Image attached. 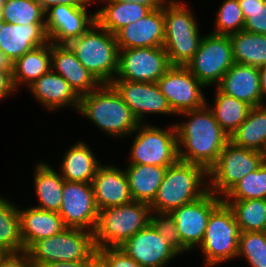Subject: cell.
Returning a JSON list of instances; mask_svg holds the SVG:
<instances>
[{
  "label": "cell",
  "mask_w": 266,
  "mask_h": 267,
  "mask_svg": "<svg viewBox=\"0 0 266 267\" xmlns=\"http://www.w3.org/2000/svg\"><path fill=\"white\" fill-rule=\"evenodd\" d=\"M0 70H13V63L1 50H0Z\"/></svg>",
  "instance_id": "f907efd6"
},
{
  "label": "cell",
  "mask_w": 266,
  "mask_h": 267,
  "mask_svg": "<svg viewBox=\"0 0 266 267\" xmlns=\"http://www.w3.org/2000/svg\"><path fill=\"white\" fill-rule=\"evenodd\" d=\"M214 106L208 105L219 126L230 137L246 120L252 106L215 89Z\"/></svg>",
  "instance_id": "1f68e13d"
},
{
  "label": "cell",
  "mask_w": 266,
  "mask_h": 267,
  "mask_svg": "<svg viewBox=\"0 0 266 267\" xmlns=\"http://www.w3.org/2000/svg\"><path fill=\"white\" fill-rule=\"evenodd\" d=\"M259 69L260 88L262 92V105H266V64ZM265 103V104H264Z\"/></svg>",
  "instance_id": "681fc988"
},
{
  "label": "cell",
  "mask_w": 266,
  "mask_h": 267,
  "mask_svg": "<svg viewBox=\"0 0 266 267\" xmlns=\"http://www.w3.org/2000/svg\"><path fill=\"white\" fill-rule=\"evenodd\" d=\"M68 45L93 77L101 84H111L118 69L119 48L115 34L95 22Z\"/></svg>",
  "instance_id": "277c9868"
},
{
  "label": "cell",
  "mask_w": 266,
  "mask_h": 267,
  "mask_svg": "<svg viewBox=\"0 0 266 267\" xmlns=\"http://www.w3.org/2000/svg\"><path fill=\"white\" fill-rule=\"evenodd\" d=\"M34 98L49 111L74 107L78 111L80 96L59 74L50 70L28 87Z\"/></svg>",
  "instance_id": "603a6c76"
},
{
  "label": "cell",
  "mask_w": 266,
  "mask_h": 267,
  "mask_svg": "<svg viewBox=\"0 0 266 267\" xmlns=\"http://www.w3.org/2000/svg\"><path fill=\"white\" fill-rule=\"evenodd\" d=\"M58 213L66 227L94 232L99 210L92 184L64 180L62 203Z\"/></svg>",
  "instance_id": "5bb4252c"
},
{
  "label": "cell",
  "mask_w": 266,
  "mask_h": 267,
  "mask_svg": "<svg viewBox=\"0 0 266 267\" xmlns=\"http://www.w3.org/2000/svg\"><path fill=\"white\" fill-rule=\"evenodd\" d=\"M51 70L61 75L79 96L88 94L101 85L81 64L68 44L51 42Z\"/></svg>",
  "instance_id": "ffe728a7"
},
{
  "label": "cell",
  "mask_w": 266,
  "mask_h": 267,
  "mask_svg": "<svg viewBox=\"0 0 266 267\" xmlns=\"http://www.w3.org/2000/svg\"><path fill=\"white\" fill-rule=\"evenodd\" d=\"M220 92L246 102L252 107L262 105L259 69L234 63L216 85Z\"/></svg>",
  "instance_id": "7402d4cb"
},
{
  "label": "cell",
  "mask_w": 266,
  "mask_h": 267,
  "mask_svg": "<svg viewBox=\"0 0 266 267\" xmlns=\"http://www.w3.org/2000/svg\"><path fill=\"white\" fill-rule=\"evenodd\" d=\"M36 165L33 184L39 204L34 207L58 213L64 179L48 163L41 161Z\"/></svg>",
  "instance_id": "f1b7e54d"
},
{
  "label": "cell",
  "mask_w": 266,
  "mask_h": 267,
  "mask_svg": "<svg viewBox=\"0 0 266 267\" xmlns=\"http://www.w3.org/2000/svg\"><path fill=\"white\" fill-rule=\"evenodd\" d=\"M187 6L186 3L177 0H169L163 6L164 36L200 35L198 22Z\"/></svg>",
  "instance_id": "e575fe53"
},
{
  "label": "cell",
  "mask_w": 266,
  "mask_h": 267,
  "mask_svg": "<svg viewBox=\"0 0 266 267\" xmlns=\"http://www.w3.org/2000/svg\"><path fill=\"white\" fill-rule=\"evenodd\" d=\"M151 208L148 203H130L99 210L93 232L95 247H120L138 231L150 224Z\"/></svg>",
  "instance_id": "5b68a950"
},
{
  "label": "cell",
  "mask_w": 266,
  "mask_h": 267,
  "mask_svg": "<svg viewBox=\"0 0 266 267\" xmlns=\"http://www.w3.org/2000/svg\"><path fill=\"white\" fill-rule=\"evenodd\" d=\"M167 167L146 164H129L125 173L133 201L150 204L159 190Z\"/></svg>",
  "instance_id": "4316f807"
},
{
  "label": "cell",
  "mask_w": 266,
  "mask_h": 267,
  "mask_svg": "<svg viewBox=\"0 0 266 267\" xmlns=\"http://www.w3.org/2000/svg\"><path fill=\"white\" fill-rule=\"evenodd\" d=\"M168 129L140 123L130 150V164L169 167L178 160V143L175 123Z\"/></svg>",
  "instance_id": "ba28073f"
},
{
  "label": "cell",
  "mask_w": 266,
  "mask_h": 267,
  "mask_svg": "<svg viewBox=\"0 0 266 267\" xmlns=\"http://www.w3.org/2000/svg\"><path fill=\"white\" fill-rule=\"evenodd\" d=\"M35 267L48 262L86 261L95 252L93 232L66 227L51 237L35 241L27 250Z\"/></svg>",
  "instance_id": "8992f818"
},
{
  "label": "cell",
  "mask_w": 266,
  "mask_h": 267,
  "mask_svg": "<svg viewBox=\"0 0 266 267\" xmlns=\"http://www.w3.org/2000/svg\"><path fill=\"white\" fill-rule=\"evenodd\" d=\"M266 199V163L238 181L222 200Z\"/></svg>",
  "instance_id": "d590c367"
},
{
  "label": "cell",
  "mask_w": 266,
  "mask_h": 267,
  "mask_svg": "<svg viewBox=\"0 0 266 267\" xmlns=\"http://www.w3.org/2000/svg\"><path fill=\"white\" fill-rule=\"evenodd\" d=\"M98 261L104 267H143L128 256L120 247L97 248Z\"/></svg>",
  "instance_id": "7bdbcfd3"
},
{
  "label": "cell",
  "mask_w": 266,
  "mask_h": 267,
  "mask_svg": "<svg viewBox=\"0 0 266 267\" xmlns=\"http://www.w3.org/2000/svg\"><path fill=\"white\" fill-rule=\"evenodd\" d=\"M35 1L42 7V9L45 12L52 6L58 4H63L73 7H87L88 5L93 4L92 2H95V0H35Z\"/></svg>",
  "instance_id": "f6af8a7d"
},
{
  "label": "cell",
  "mask_w": 266,
  "mask_h": 267,
  "mask_svg": "<svg viewBox=\"0 0 266 267\" xmlns=\"http://www.w3.org/2000/svg\"><path fill=\"white\" fill-rule=\"evenodd\" d=\"M5 4V0H0V25L4 23V18L2 15V7Z\"/></svg>",
  "instance_id": "816d5d0a"
},
{
  "label": "cell",
  "mask_w": 266,
  "mask_h": 267,
  "mask_svg": "<svg viewBox=\"0 0 266 267\" xmlns=\"http://www.w3.org/2000/svg\"><path fill=\"white\" fill-rule=\"evenodd\" d=\"M263 154H264V162L266 163V149H265V151L263 152Z\"/></svg>",
  "instance_id": "db71d44e"
},
{
  "label": "cell",
  "mask_w": 266,
  "mask_h": 267,
  "mask_svg": "<svg viewBox=\"0 0 266 267\" xmlns=\"http://www.w3.org/2000/svg\"><path fill=\"white\" fill-rule=\"evenodd\" d=\"M51 70V42L33 48L13 63L12 81L16 90L32 85Z\"/></svg>",
  "instance_id": "484cf974"
},
{
  "label": "cell",
  "mask_w": 266,
  "mask_h": 267,
  "mask_svg": "<svg viewBox=\"0 0 266 267\" xmlns=\"http://www.w3.org/2000/svg\"><path fill=\"white\" fill-rule=\"evenodd\" d=\"M49 42L45 23L0 25V50L14 63L33 48Z\"/></svg>",
  "instance_id": "44dd1931"
},
{
  "label": "cell",
  "mask_w": 266,
  "mask_h": 267,
  "mask_svg": "<svg viewBox=\"0 0 266 267\" xmlns=\"http://www.w3.org/2000/svg\"><path fill=\"white\" fill-rule=\"evenodd\" d=\"M237 257H245L250 267H266V231L241 232Z\"/></svg>",
  "instance_id": "f35d334b"
},
{
  "label": "cell",
  "mask_w": 266,
  "mask_h": 267,
  "mask_svg": "<svg viewBox=\"0 0 266 267\" xmlns=\"http://www.w3.org/2000/svg\"><path fill=\"white\" fill-rule=\"evenodd\" d=\"M25 251L20 233L18 207L0 196V252Z\"/></svg>",
  "instance_id": "836d02e7"
},
{
  "label": "cell",
  "mask_w": 266,
  "mask_h": 267,
  "mask_svg": "<svg viewBox=\"0 0 266 267\" xmlns=\"http://www.w3.org/2000/svg\"><path fill=\"white\" fill-rule=\"evenodd\" d=\"M98 255L95 252L86 261H71V262H48L41 264L39 267H94L98 263Z\"/></svg>",
  "instance_id": "bcb514c9"
},
{
  "label": "cell",
  "mask_w": 266,
  "mask_h": 267,
  "mask_svg": "<svg viewBox=\"0 0 266 267\" xmlns=\"http://www.w3.org/2000/svg\"><path fill=\"white\" fill-rule=\"evenodd\" d=\"M222 202L221 197L208 191L194 202L170 212L174 218L180 243L187 251H192L201 245L209 217Z\"/></svg>",
  "instance_id": "4fadbf2b"
},
{
  "label": "cell",
  "mask_w": 266,
  "mask_h": 267,
  "mask_svg": "<svg viewBox=\"0 0 266 267\" xmlns=\"http://www.w3.org/2000/svg\"><path fill=\"white\" fill-rule=\"evenodd\" d=\"M20 233L25 251L35 242L62 232L66 226L57 212L37 207H18Z\"/></svg>",
  "instance_id": "cb8c5ba5"
},
{
  "label": "cell",
  "mask_w": 266,
  "mask_h": 267,
  "mask_svg": "<svg viewBox=\"0 0 266 267\" xmlns=\"http://www.w3.org/2000/svg\"><path fill=\"white\" fill-rule=\"evenodd\" d=\"M208 191V171L200 165L178 159L167 167L159 190L149 205L151 211L170 213L194 202Z\"/></svg>",
  "instance_id": "3957f363"
},
{
  "label": "cell",
  "mask_w": 266,
  "mask_h": 267,
  "mask_svg": "<svg viewBox=\"0 0 266 267\" xmlns=\"http://www.w3.org/2000/svg\"><path fill=\"white\" fill-rule=\"evenodd\" d=\"M94 267H104L100 262H98Z\"/></svg>",
  "instance_id": "f5cc1de1"
},
{
  "label": "cell",
  "mask_w": 266,
  "mask_h": 267,
  "mask_svg": "<svg viewBox=\"0 0 266 267\" xmlns=\"http://www.w3.org/2000/svg\"><path fill=\"white\" fill-rule=\"evenodd\" d=\"M117 2H137L148 7L150 10L162 8L169 0H110Z\"/></svg>",
  "instance_id": "c3c4849f"
},
{
  "label": "cell",
  "mask_w": 266,
  "mask_h": 267,
  "mask_svg": "<svg viewBox=\"0 0 266 267\" xmlns=\"http://www.w3.org/2000/svg\"><path fill=\"white\" fill-rule=\"evenodd\" d=\"M91 184L98 210L133 201L125 169L101 164Z\"/></svg>",
  "instance_id": "d6986e66"
},
{
  "label": "cell",
  "mask_w": 266,
  "mask_h": 267,
  "mask_svg": "<svg viewBox=\"0 0 266 267\" xmlns=\"http://www.w3.org/2000/svg\"><path fill=\"white\" fill-rule=\"evenodd\" d=\"M240 233L233 211L222 202L211 213L199 246L204 255V266L214 267L236 258Z\"/></svg>",
  "instance_id": "52a82bcc"
},
{
  "label": "cell",
  "mask_w": 266,
  "mask_h": 267,
  "mask_svg": "<svg viewBox=\"0 0 266 267\" xmlns=\"http://www.w3.org/2000/svg\"><path fill=\"white\" fill-rule=\"evenodd\" d=\"M4 22L25 25L45 23V11L35 0H5L2 7Z\"/></svg>",
  "instance_id": "8d00e7d4"
},
{
  "label": "cell",
  "mask_w": 266,
  "mask_h": 267,
  "mask_svg": "<svg viewBox=\"0 0 266 267\" xmlns=\"http://www.w3.org/2000/svg\"><path fill=\"white\" fill-rule=\"evenodd\" d=\"M165 20L163 7L151 10L142 19L115 33L119 49L161 47L164 44Z\"/></svg>",
  "instance_id": "ac0fdd59"
},
{
  "label": "cell",
  "mask_w": 266,
  "mask_h": 267,
  "mask_svg": "<svg viewBox=\"0 0 266 267\" xmlns=\"http://www.w3.org/2000/svg\"><path fill=\"white\" fill-rule=\"evenodd\" d=\"M78 112L115 139L133 135L140 124L111 84H101L96 90L81 95Z\"/></svg>",
  "instance_id": "7a4b0ae2"
},
{
  "label": "cell",
  "mask_w": 266,
  "mask_h": 267,
  "mask_svg": "<svg viewBox=\"0 0 266 267\" xmlns=\"http://www.w3.org/2000/svg\"><path fill=\"white\" fill-rule=\"evenodd\" d=\"M101 1L105 3L103 8L95 12V20L102 29L112 34L128 24L142 19L151 11L148 7L137 2Z\"/></svg>",
  "instance_id": "83f0119b"
},
{
  "label": "cell",
  "mask_w": 266,
  "mask_h": 267,
  "mask_svg": "<svg viewBox=\"0 0 266 267\" xmlns=\"http://www.w3.org/2000/svg\"><path fill=\"white\" fill-rule=\"evenodd\" d=\"M263 162V152L239 147L229 141L216 163L208 170L209 191L223 197L238 181L257 170Z\"/></svg>",
  "instance_id": "9c48e42d"
},
{
  "label": "cell",
  "mask_w": 266,
  "mask_h": 267,
  "mask_svg": "<svg viewBox=\"0 0 266 267\" xmlns=\"http://www.w3.org/2000/svg\"><path fill=\"white\" fill-rule=\"evenodd\" d=\"M156 83L177 116L208 102L202 91L206 86L186 66H171Z\"/></svg>",
  "instance_id": "7c38bea8"
},
{
  "label": "cell",
  "mask_w": 266,
  "mask_h": 267,
  "mask_svg": "<svg viewBox=\"0 0 266 267\" xmlns=\"http://www.w3.org/2000/svg\"><path fill=\"white\" fill-rule=\"evenodd\" d=\"M233 64L229 35L209 33L202 37L197 52L186 67L201 83L210 87L217 85Z\"/></svg>",
  "instance_id": "30bf717a"
},
{
  "label": "cell",
  "mask_w": 266,
  "mask_h": 267,
  "mask_svg": "<svg viewBox=\"0 0 266 267\" xmlns=\"http://www.w3.org/2000/svg\"><path fill=\"white\" fill-rule=\"evenodd\" d=\"M203 36H164V50L171 66H187L197 52Z\"/></svg>",
  "instance_id": "74e56055"
},
{
  "label": "cell",
  "mask_w": 266,
  "mask_h": 267,
  "mask_svg": "<svg viewBox=\"0 0 266 267\" xmlns=\"http://www.w3.org/2000/svg\"><path fill=\"white\" fill-rule=\"evenodd\" d=\"M233 211L241 232L266 231V199L223 200Z\"/></svg>",
  "instance_id": "d6a6232c"
},
{
  "label": "cell",
  "mask_w": 266,
  "mask_h": 267,
  "mask_svg": "<svg viewBox=\"0 0 266 267\" xmlns=\"http://www.w3.org/2000/svg\"><path fill=\"white\" fill-rule=\"evenodd\" d=\"M13 70H0V100L4 99L16 90L12 81Z\"/></svg>",
  "instance_id": "7dc6e473"
},
{
  "label": "cell",
  "mask_w": 266,
  "mask_h": 267,
  "mask_svg": "<svg viewBox=\"0 0 266 267\" xmlns=\"http://www.w3.org/2000/svg\"><path fill=\"white\" fill-rule=\"evenodd\" d=\"M60 175L66 181L91 183L101 162L83 141L71 145L64 153Z\"/></svg>",
  "instance_id": "d4e9b609"
},
{
  "label": "cell",
  "mask_w": 266,
  "mask_h": 267,
  "mask_svg": "<svg viewBox=\"0 0 266 267\" xmlns=\"http://www.w3.org/2000/svg\"><path fill=\"white\" fill-rule=\"evenodd\" d=\"M178 115L188 118V121L175 124L178 159L200 165L208 171L216 163L230 137L215 120L208 103Z\"/></svg>",
  "instance_id": "6da1fadb"
},
{
  "label": "cell",
  "mask_w": 266,
  "mask_h": 267,
  "mask_svg": "<svg viewBox=\"0 0 266 267\" xmlns=\"http://www.w3.org/2000/svg\"><path fill=\"white\" fill-rule=\"evenodd\" d=\"M111 85L139 123H145L146 114L150 113L175 115L157 83L113 80Z\"/></svg>",
  "instance_id": "9a60e30c"
},
{
  "label": "cell",
  "mask_w": 266,
  "mask_h": 267,
  "mask_svg": "<svg viewBox=\"0 0 266 267\" xmlns=\"http://www.w3.org/2000/svg\"><path fill=\"white\" fill-rule=\"evenodd\" d=\"M216 14L213 34L230 35L244 30L245 18L238 0H223Z\"/></svg>",
  "instance_id": "ab89813d"
},
{
  "label": "cell",
  "mask_w": 266,
  "mask_h": 267,
  "mask_svg": "<svg viewBox=\"0 0 266 267\" xmlns=\"http://www.w3.org/2000/svg\"><path fill=\"white\" fill-rule=\"evenodd\" d=\"M87 7H73L63 4L52 6L45 12V31L50 42L68 44L78 38L95 20V13L88 15Z\"/></svg>",
  "instance_id": "e0dca14e"
},
{
  "label": "cell",
  "mask_w": 266,
  "mask_h": 267,
  "mask_svg": "<svg viewBox=\"0 0 266 267\" xmlns=\"http://www.w3.org/2000/svg\"><path fill=\"white\" fill-rule=\"evenodd\" d=\"M230 141L246 149H266V105L252 107L246 120L233 132Z\"/></svg>",
  "instance_id": "f546056e"
},
{
  "label": "cell",
  "mask_w": 266,
  "mask_h": 267,
  "mask_svg": "<svg viewBox=\"0 0 266 267\" xmlns=\"http://www.w3.org/2000/svg\"><path fill=\"white\" fill-rule=\"evenodd\" d=\"M170 67L163 46L119 49L114 80L156 83Z\"/></svg>",
  "instance_id": "8fae6325"
},
{
  "label": "cell",
  "mask_w": 266,
  "mask_h": 267,
  "mask_svg": "<svg viewBox=\"0 0 266 267\" xmlns=\"http://www.w3.org/2000/svg\"><path fill=\"white\" fill-rule=\"evenodd\" d=\"M0 267H35L26 251L0 255Z\"/></svg>",
  "instance_id": "ee69618b"
},
{
  "label": "cell",
  "mask_w": 266,
  "mask_h": 267,
  "mask_svg": "<svg viewBox=\"0 0 266 267\" xmlns=\"http://www.w3.org/2000/svg\"><path fill=\"white\" fill-rule=\"evenodd\" d=\"M245 18L244 30L266 35V2L261 0H238Z\"/></svg>",
  "instance_id": "60d3db41"
},
{
  "label": "cell",
  "mask_w": 266,
  "mask_h": 267,
  "mask_svg": "<svg viewBox=\"0 0 266 267\" xmlns=\"http://www.w3.org/2000/svg\"><path fill=\"white\" fill-rule=\"evenodd\" d=\"M234 63L260 68L266 64V35L241 30L229 35Z\"/></svg>",
  "instance_id": "4dcf8cb0"
},
{
  "label": "cell",
  "mask_w": 266,
  "mask_h": 267,
  "mask_svg": "<svg viewBox=\"0 0 266 267\" xmlns=\"http://www.w3.org/2000/svg\"><path fill=\"white\" fill-rule=\"evenodd\" d=\"M150 224L160 236H163L180 254L188 252L180 243L174 218L169 212L151 211Z\"/></svg>",
  "instance_id": "b9f144b4"
},
{
  "label": "cell",
  "mask_w": 266,
  "mask_h": 267,
  "mask_svg": "<svg viewBox=\"0 0 266 267\" xmlns=\"http://www.w3.org/2000/svg\"><path fill=\"white\" fill-rule=\"evenodd\" d=\"M120 248L143 267H165L180 253L149 224Z\"/></svg>",
  "instance_id": "2e32d148"
}]
</instances>
